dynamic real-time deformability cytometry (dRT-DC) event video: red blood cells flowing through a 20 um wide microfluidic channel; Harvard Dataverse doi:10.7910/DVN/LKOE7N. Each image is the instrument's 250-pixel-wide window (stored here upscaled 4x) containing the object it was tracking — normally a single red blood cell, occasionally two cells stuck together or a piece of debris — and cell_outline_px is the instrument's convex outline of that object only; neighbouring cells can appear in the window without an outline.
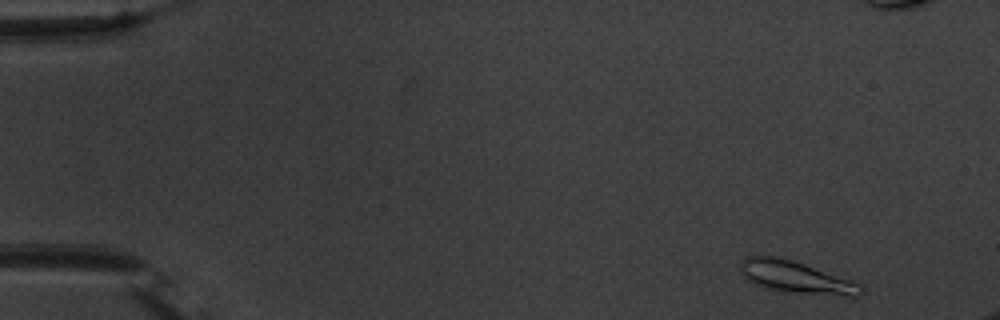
{"species": "common noctule bat (a hibernating species)", "species_latin": "Nyctalus noctula", "temperature_condition": "warm", "stored_images_in_passage": 53, "camera_frame_rate_fps": 3000, "um_per_image_px": 0.085, "animal": {"sex": "male", "body_mass_g": 20.1, "forearm_length_mm": 53.5}, "frame": {"image": 1, "passage_image": 2, "time_ms": 0.333, "image_size_px": [1000, 320], "cell_outline_px": [[864, 292], [860, 296], [852, 296], [796, 292], [764, 288], [748, 280], [740, 272], [740, 264], [748, 256], [772, 256], [792, 260], [852, 280], [860, 284], [864, 288]], "centroid_in_image_um": [67.68, 23.56], "position_along_channel_um": 17.3, "area_um2": 22.08}}
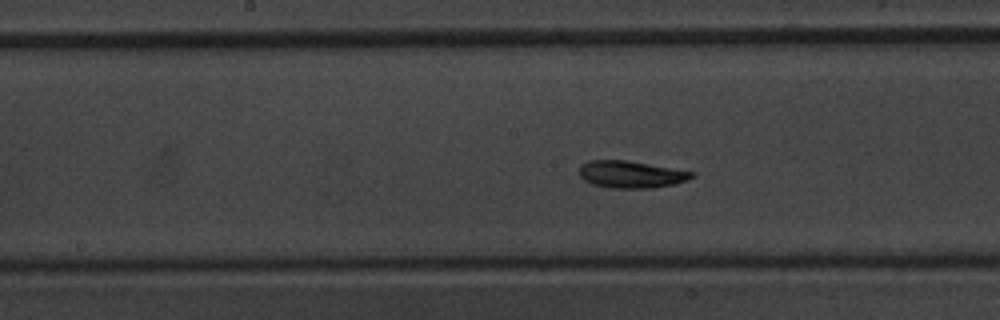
{"frame": {"image": 2, "passage_image": 26, "time_ms": 8.333, "image_size_px": [1000, 320], "cell_outline_px": [[696, 176], [688, 180], [672, 184], [652, 188], [612, 188], [592, 184], [584, 180], [580, 176], [580, 164], [588, 160], [628, 160], [696, 172]], "centroid_in_image_um": [53.65, 14.81], "position_along_channel_um": 194.5, "area_um2": 17.92}}
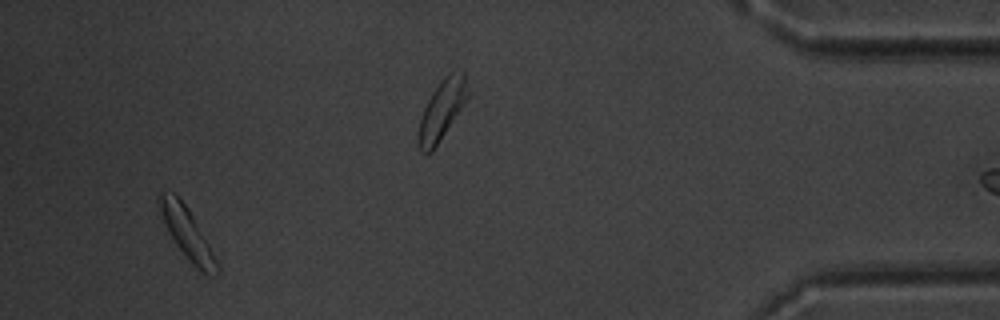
{"frame": {"image": 3, "passage_image": 50, "time_ms": 16.333, "image_size_px": [1000, 320], "cell_outline_px": [[220, 272], [208, 276], [200, 272], [192, 264], [176, 244], [168, 232], [164, 224], [156, 204], [156, 196], [160, 192], [172, 192], [188, 208], [220, 252]], "centroid_in_image_um": [16.02, 19.89], "position_along_channel_um": 419.2, "area_um2": 18.61}, "authors_computed_cell_mechanics": {"area_um2": 17.6868, "velocity_mm_per_s": 3.6585, "shape_relaxation_time_tau1_ms": 2.1844, "shape_relaxation_time_tau2_ms": 3.6907, "deformation_change_tau1": 0.1165, "deformation_change_tau2": 0.1136}}